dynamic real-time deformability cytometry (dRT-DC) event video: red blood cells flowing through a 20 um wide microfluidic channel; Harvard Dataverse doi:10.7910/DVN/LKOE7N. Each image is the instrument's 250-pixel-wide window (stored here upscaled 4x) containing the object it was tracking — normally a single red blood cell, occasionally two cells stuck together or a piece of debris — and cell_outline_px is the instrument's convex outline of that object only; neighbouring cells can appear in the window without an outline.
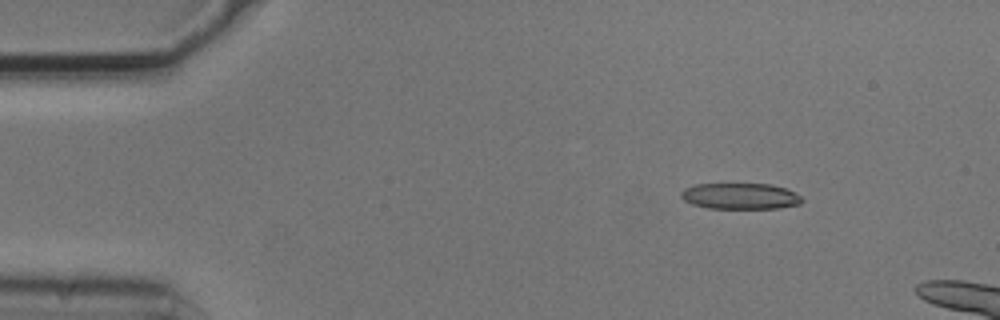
{"species": "common noctule bat (a hibernating species)", "species_latin": "Nyctalus noctula", "temperature_condition": "cold", "stored_images_in_passage": 4, "camera_frame_rate_fps": 3000, "um_per_image_px": 0.085, "animal": {"sex": "male", "body_mass_g": 20.5, "forearm_length_mm": 52.5}, "frame": {"image": 1, "passage_image": 2, "time_ms": 0.333, "image_size_px": [1000, 320], "cell_outline_px": [[804, 200], [800, 204], [780, 208], [708, 208], [692, 204], [684, 200], [680, 196], [680, 192], [684, 188], [696, 184], [772, 184], [784, 188], [800, 196]], "centroid_in_image_um": [62.9, 16.67], "position_along_channel_um": 22.1, "area_um2": 18.32}}